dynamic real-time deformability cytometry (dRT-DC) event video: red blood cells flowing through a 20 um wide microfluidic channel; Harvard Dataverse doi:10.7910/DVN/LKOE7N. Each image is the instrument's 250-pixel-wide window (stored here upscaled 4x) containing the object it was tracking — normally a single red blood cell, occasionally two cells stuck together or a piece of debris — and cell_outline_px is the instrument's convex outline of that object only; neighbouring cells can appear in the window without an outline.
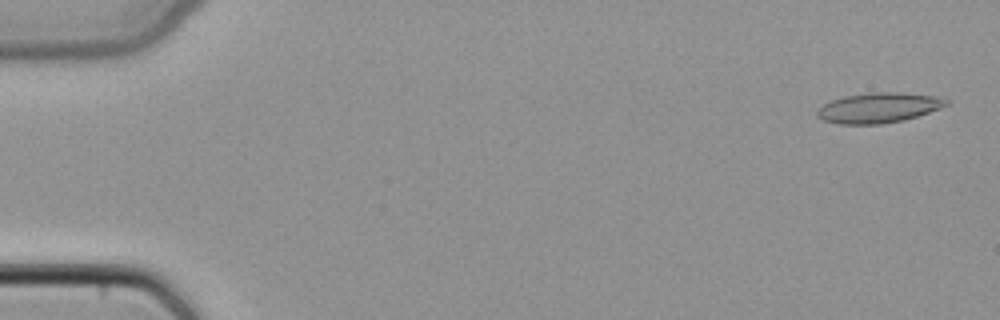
{"species": "common noctule bat (a hibernating species)", "species_latin": "Nyctalus noctula", "temperature_condition": "cold", "stored_images_in_passage": 46, "camera_frame_rate_fps": 3000, "um_per_image_px": 0.085, "animal": {"sex": "female", "body_mass_g": 22.7, "forearm_length_mm": 54.2}, "frame": {"image": 1, "passage_image": 2, "time_ms": 0.333, "image_size_px": [1000, 320], "cell_outline_px": [[952, 100], [948, 104], [940, 108], [904, 120], [880, 124], [836, 124], [824, 120], [816, 116], [816, 112], [824, 104], [832, 100], [844, 96], [868, 92], [900, 92], [936, 96]], "centroid_in_image_um": [74.69, 9.15], "position_along_channel_um": 10.3, "area_um2": 22.72}}
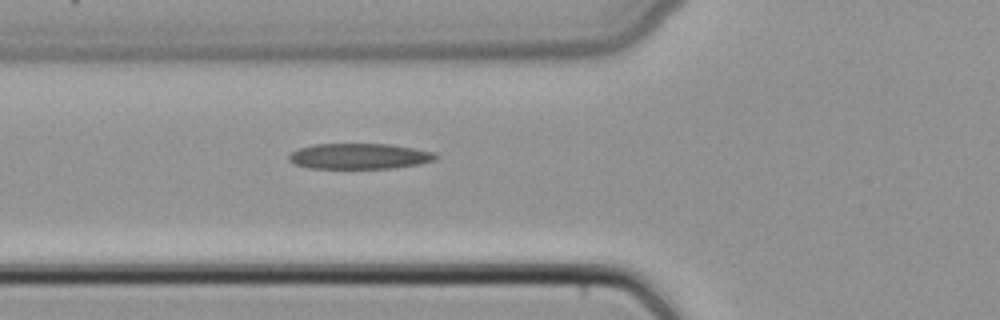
{"frame": {"image": 2, "passage_image": 18, "time_ms": 5.667, "image_size_px": [1000, 320], "cell_outline_px": [[440, 156], [436, 160], [420, 164], [392, 168], [308, 168], [292, 164], [288, 160], [288, 156], [292, 152], [300, 148], [312, 144], [388, 144], [436, 152]], "centroid_in_image_um": [30.55, 13.28], "position_along_channel_um": 95.2, "area_um2": 22.08}}
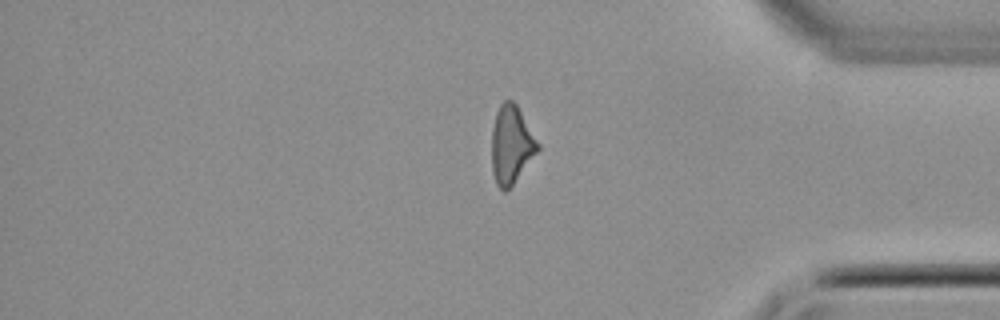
{"frame": {"image": 3, "passage_image": 40, "time_ms": 13.0, "image_size_px": [1000, 320], "cell_outline_px": [[540, 148], [512, 184], [504, 192], [496, 184], [492, 172], [492, 128], [496, 112], [500, 104], [504, 100], [512, 100], [516, 104], [540, 144]], "centroid_in_image_um": [43.45, 12.27], "position_along_channel_um": 391.8, "area_um2": 20.69}}